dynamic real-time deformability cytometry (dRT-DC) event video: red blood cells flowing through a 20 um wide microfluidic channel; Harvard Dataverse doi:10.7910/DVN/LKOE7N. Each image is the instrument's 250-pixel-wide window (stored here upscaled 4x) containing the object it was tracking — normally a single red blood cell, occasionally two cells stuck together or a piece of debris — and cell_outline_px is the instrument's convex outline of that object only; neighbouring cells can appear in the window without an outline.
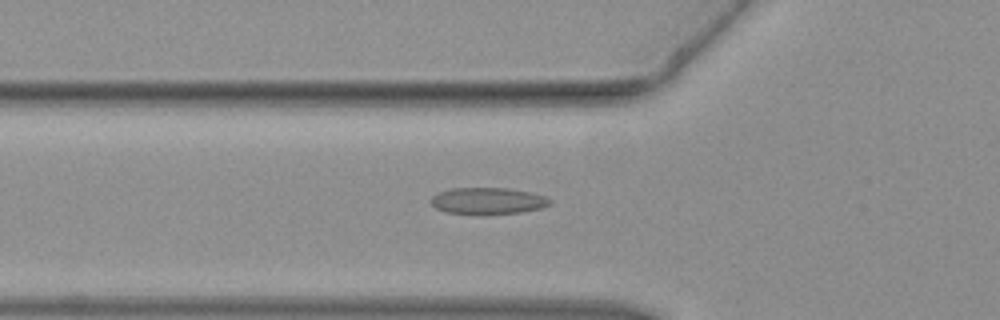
{"species": "common noctule bat (a hibernating species)", "species_latin": "Nyctalus noctula", "temperature_condition": "warm", "stored_images_in_passage": 40, "camera_frame_rate_fps": 3000, "um_per_image_px": 0.085, "animal": {"sex": "female", "body_mass_g": 19.3, "forearm_length_mm": 54.1}, "frame": {"image": 1, "passage_image": 14, "time_ms": 4.333, "image_size_px": [1000, 320], "cell_outline_px": [[552, 204], [540, 208], [520, 212], [484, 216], [480, 216], [444, 212], [436, 208], [428, 200], [432, 196], [440, 192], [452, 188], [508, 188], [528, 192], [544, 196], [552, 200]], "centroid_in_image_um": [41.43, 17.1], "position_along_channel_um": 84.4, "area_um2": 18.9}}
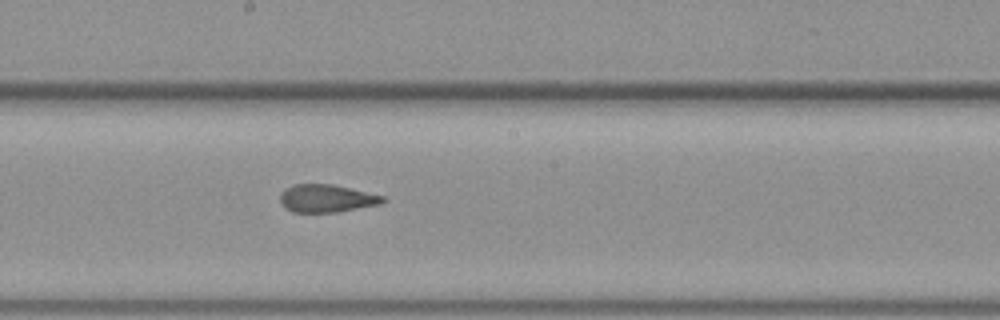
{"frame": {"image": 2, "passage_image": 23, "time_ms": 7.333, "image_size_px": [1000, 320], "cell_outline_px": [[384, 200], [380, 204], [336, 212], [292, 212], [280, 204], [280, 196], [288, 188], [296, 184], [332, 184], [384, 196]], "centroid_in_image_um": [27.74, 16.87], "position_along_channel_um": 220.5, "area_um2": 16.3}}
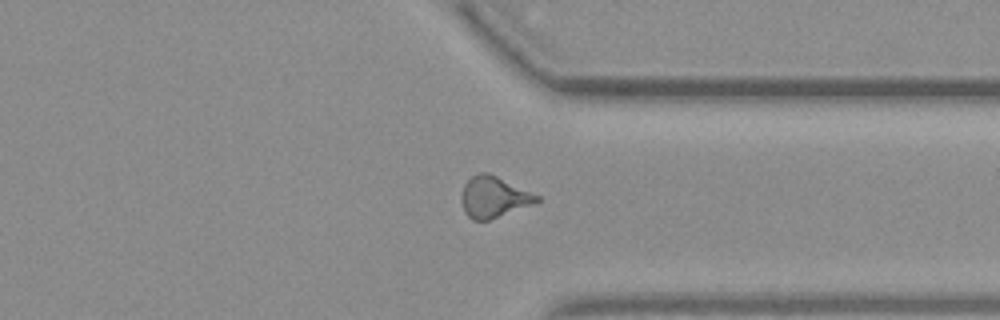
{"frame": {"image": 3, "passage_image": 33, "time_ms": 10.667, "image_size_px": [1000, 320], "cell_outline_px": [[540, 200], [532, 204], [488, 220], [472, 220], [464, 212], [460, 200], [460, 196], [464, 184], [472, 176], [480, 172], [488, 172], [540, 196]], "centroid_in_image_um": [41.92, 16.74], "position_along_channel_um": 369.5, "area_um2": 17.92}}